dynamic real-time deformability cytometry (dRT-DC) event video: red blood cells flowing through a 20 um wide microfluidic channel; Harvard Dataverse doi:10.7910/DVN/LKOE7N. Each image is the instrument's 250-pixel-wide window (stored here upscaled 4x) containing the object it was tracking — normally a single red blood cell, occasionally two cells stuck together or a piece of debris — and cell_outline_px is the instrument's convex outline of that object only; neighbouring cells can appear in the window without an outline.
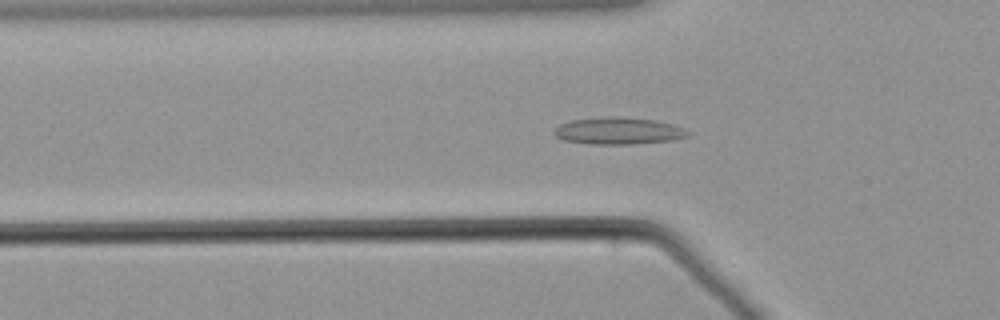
{"species": "common noctule bat (a hibernating species)", "species_latin": "Nyctalus noctula", "temperature_condition": "warm", "stored_images_in_passage": 58, "camera_frame_rate_fps": 3000, "um_per_image_px": 0.085, "animal": {"sex": "male", "body_mass_g": 21.5, "forearm_length_mm": 52.0}, "frame": {"image": 1, "passage_image": 20, "time_ms": 6.333, "image_size_px": [1000, 320], "cell_outline_px": [[688, 136], [672, 140], [632, 144], [588, 144], [564, 140], [556, 136], [552, 132], [560, 124], [572, 120], [656, 120], [672, 124], [684, 128], [688, 132]], "centroid_in_image_um": [52.58, 11.19], "position_along_channel_um": 73.2, "area_um2": 19.65}}
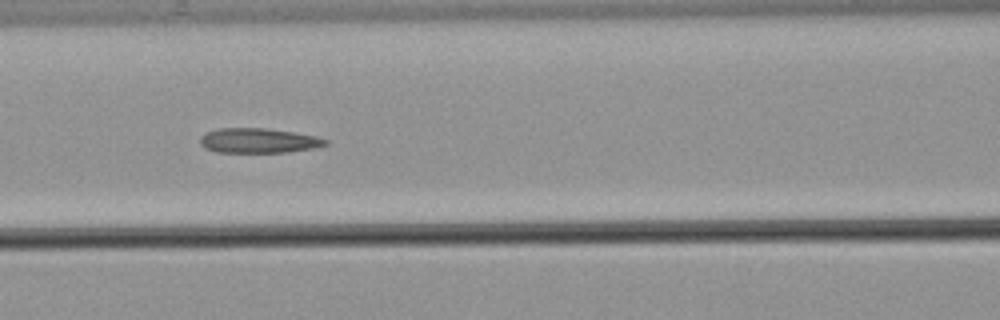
{"frame": {"image": 2, "passage_image": 26, "time_ms": 8.333, "image_size_px": [1000, 320], "cell_outline_px": [[328, 144], [316, 148], [288, 152], [216, 152], [204, 148], [200, 144], [200, 136], [204, 132], [220, 128], [264, 128], [292, 132], [316, 136], [328, 140]], "centroid_in_image_um": [21.95, 11.95], "position_along_channel_um": 144.7, "area_um2": 18.21}}
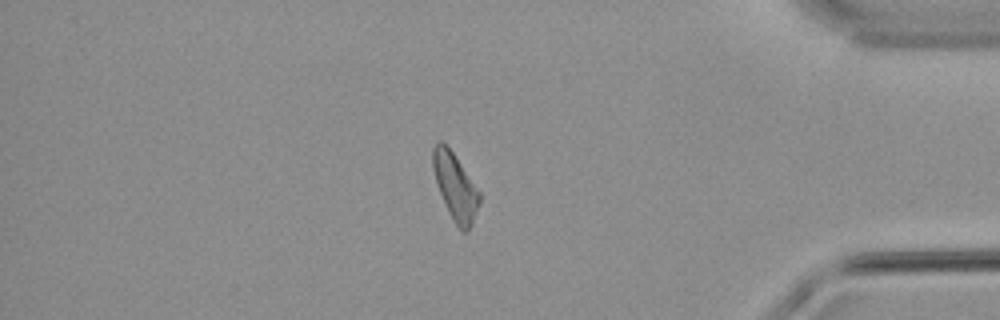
{"frame": {"image": 3, "passage_image": 50, "time_ms": 16.333, "image_size_px": [1000, 320], "cell_outline_px": [[480, 200], [472, 224], [468, 232], [460, 232], [444, 204], [432, 168], [432, 148], [440, 140], [452, 152], [480, 192]], "centroid_in_image_um": [38.69, 15.91], "position_along_channel_um": 396.5, "area_um2": 17.8}}